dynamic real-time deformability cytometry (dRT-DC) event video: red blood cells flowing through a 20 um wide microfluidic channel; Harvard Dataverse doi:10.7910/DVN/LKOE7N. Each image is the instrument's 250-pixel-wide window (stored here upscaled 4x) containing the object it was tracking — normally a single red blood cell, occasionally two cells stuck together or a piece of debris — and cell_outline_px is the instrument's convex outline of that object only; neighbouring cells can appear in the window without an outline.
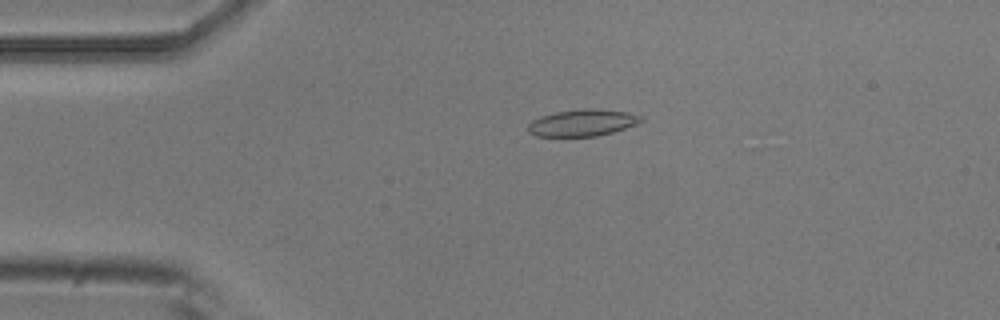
{"species": "common noctule bat (a hibernating species)", "species_latin": "Nyctalus noctula", "temperature_condition": "room temperature", "stored_images_in_passage": 5, "camera_frame_rate_fps": 3000, "um_per_image_px": 0.085, "animal": {"sex": "male", "body_mass_g": 20.5, "forearm_length_mm": 52.5}, "frame": {"image": 1, "passage_image": 4, "time_ms": 1.0, "image_size_px": [1000, 320], "cell_outline_px": [[644, 120], [636, 124], [612, 132], [596, 136], [536, 136], [528, 132], [528, 124], [532, 120], [540, 116], [556, 112], [588, 108], [592, 108], [628, 112], [644, 116]], "centroid_in_image_um": [49.52, 10.43], "position_along_channel_um": 35.5, "area_um2": 17.57}}